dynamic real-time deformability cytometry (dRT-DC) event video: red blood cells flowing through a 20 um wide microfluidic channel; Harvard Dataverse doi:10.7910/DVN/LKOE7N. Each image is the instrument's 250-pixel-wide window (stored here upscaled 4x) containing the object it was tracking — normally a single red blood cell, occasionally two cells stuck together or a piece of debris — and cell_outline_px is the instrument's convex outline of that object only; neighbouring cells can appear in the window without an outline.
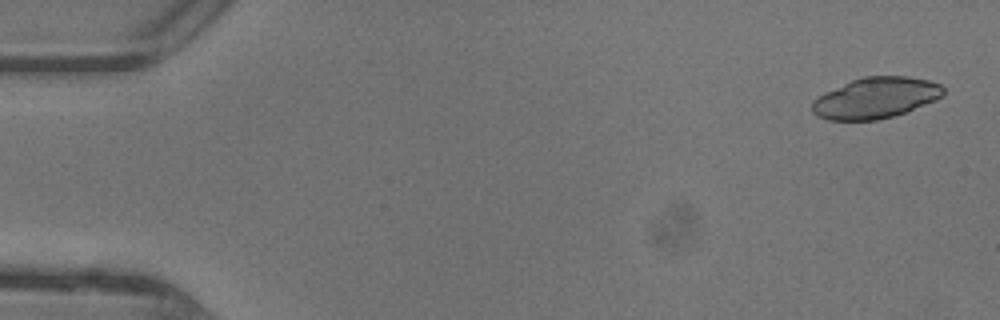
{"species": "common noctule bat (a hibernating species)", "species_latin": "Nyctalus noctula", "temperature_condition": "warm", "stored_images_in_passage": 45, "camera_frame_rate_fps": 3000, "um_per_image_px": 0.085, "animal": {"sex": "female"}, "frame": {"image": 1, "passage_image": 1, "time_ms": 0.0, "image_size_px": [1000, 320], "cell_outline_px": [[944, 92], [936, 100], [904, 112], [892, 116], [876, 120], [828, 120], [816, 116], [812, 112], [812, 100], [852, 80], [864, 76], [908, 76], [928, 80], [940, 84], [944, 88]], "centroid_in_image_um": [74.43, 8.32], "position_along_channel_um": 10.6, "area_um2": 30.92}}